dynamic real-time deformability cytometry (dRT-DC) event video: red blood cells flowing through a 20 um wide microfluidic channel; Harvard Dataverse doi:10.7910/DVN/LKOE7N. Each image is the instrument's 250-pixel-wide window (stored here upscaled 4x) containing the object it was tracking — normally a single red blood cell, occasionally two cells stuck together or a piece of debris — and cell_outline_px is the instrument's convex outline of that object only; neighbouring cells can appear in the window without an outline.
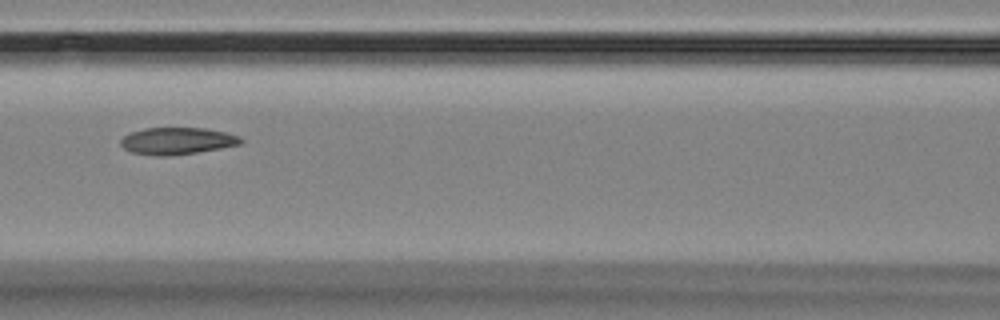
{"species": "Egyptian fruit bat (a non-hibernating species)", "species_latin": "Rousettus aegyptiacus", "temperature_condition": "room temperature", "stored_images_in_passage": 7, "camera_frame_rate_fps": 3000, "um_per_image_px": 0.085, "animal": {"sex": "female"}, "frame": {"image": 1, "passage_image": 4, "time_ms": 3.333, "image_size_px": [1000, 320], "cell_outline_px": [[244, 144], [172, 156], [156, 156], [132, 152], [124, 148], [120, 144], [120, 140], [128, 132], [144, 128], [204, 128], [224, 132], [240, 136], [244, 140]], "centroid_in_image_um": [15.06, 11.98], "position_along_channel_um": 151.5, "area_um2": 19.02}}
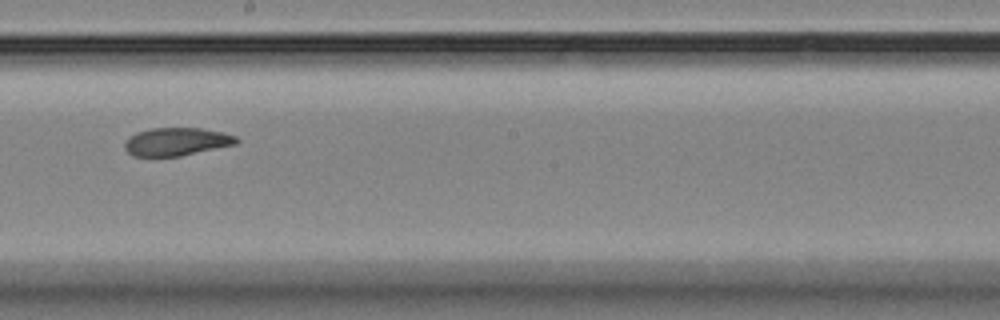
{"frame": {"image": 2, "passage_image": 6, "time_ms": 5.667, "image_size_px": [1000, 320], "cell_outline_px": [[240, 140], [236, 144], [180, 156], [132, 156], [124, 148], [124, 144], [128, 136], [136, 132], [152, 128], [200, 128], [224, 132], [236, 136]], "centroid_in_image_um": [14.99, 12.03], "position_along_channel_um": 233.2, "area_um2": 18.32}}
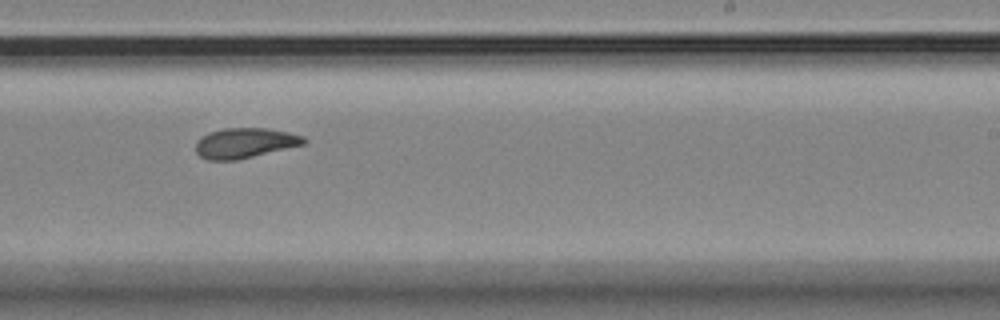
{"frame": {"image": 3, "passage_image": 7, "time_ms": 6.667, "image_size_px": [1000, 320], "cell_outline_px": [[308, 140], [304, 144], [236, 160], [208, 160], [200, 156], [196, 152], [196, 140], [200, 136], [208, 132], [224, 128], [268, 128], [288, 132], [304, 136]], "centroid_in_image_um": [20.78, 12.14], "position_along_channel_um": 268.2, "area_um2": 19.02}}